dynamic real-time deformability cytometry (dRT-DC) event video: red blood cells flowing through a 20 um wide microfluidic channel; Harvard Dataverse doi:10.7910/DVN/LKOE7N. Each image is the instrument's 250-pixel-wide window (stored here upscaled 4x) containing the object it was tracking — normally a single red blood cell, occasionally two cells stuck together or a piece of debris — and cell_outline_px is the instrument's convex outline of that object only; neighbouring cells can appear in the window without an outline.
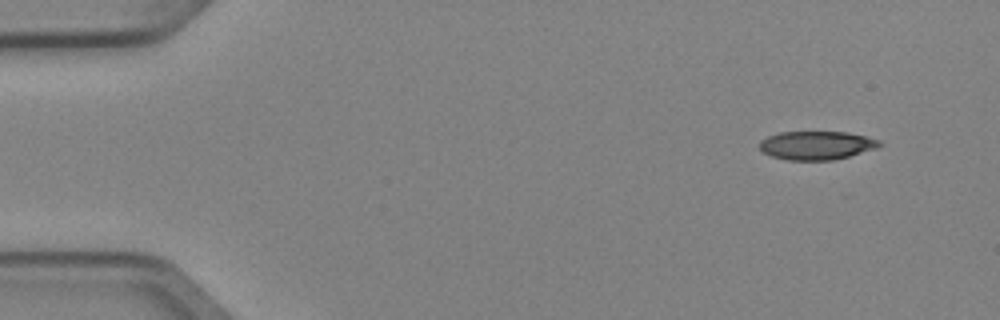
{"species": "Egyptian fruit bat (a non-hibernating species)", "species_latin": "Rousettus aegyptiacus", "temperature_condition": "cold", "stored_images_in_passage": 4, "camera_frame_rate_fps": 3000, "um_per_image_px": 0.085, "animal": {"sex": "female"}, "frame": {"image": 1, "passage_image": 1, "time_ms": 0.0, "image_size_px": [1000, 320], "cell_outline_px": [[884, 144], [876, 148], [848, 156], [832, 160], [788, 160], [772, 156], [764, 152], [760, 148], [760, 140], [768, 136], [780, 132], [848, 132], [880, 140]], "centroid_in_image_um": [69.42, 12.35], "position_along_channel_um": 15.6, "area_um2": 19.83}}
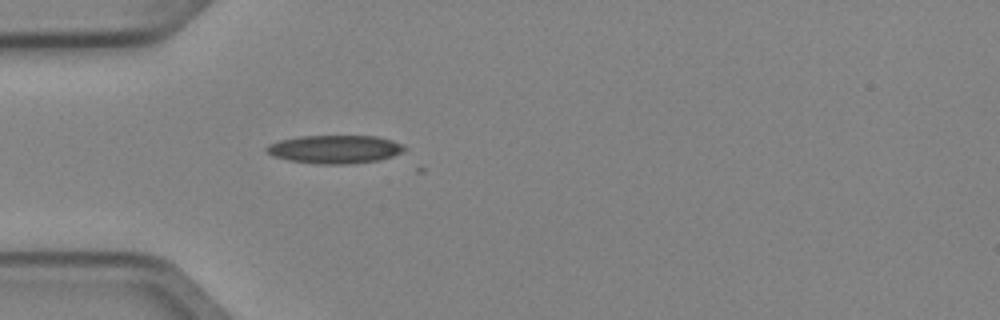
{"frame": {"image": 2, "passage_image": 4, "time_ms": 1.0, "image_size_px": [1000, 320], "cell_outline_px": [[408, 148], [392, 156], [380, 160], [344, 164], [320, 164], [292, 160], [276, 156], [268, 152], [264, 148], [268, 144], [280, 140], [300, 136], [376, 136], [392, 140], [404, 144]], "centroid_in_image_um": [28.51, 12.67], "position_along_channel_um": 56.5, "area_um2": 22.48}}